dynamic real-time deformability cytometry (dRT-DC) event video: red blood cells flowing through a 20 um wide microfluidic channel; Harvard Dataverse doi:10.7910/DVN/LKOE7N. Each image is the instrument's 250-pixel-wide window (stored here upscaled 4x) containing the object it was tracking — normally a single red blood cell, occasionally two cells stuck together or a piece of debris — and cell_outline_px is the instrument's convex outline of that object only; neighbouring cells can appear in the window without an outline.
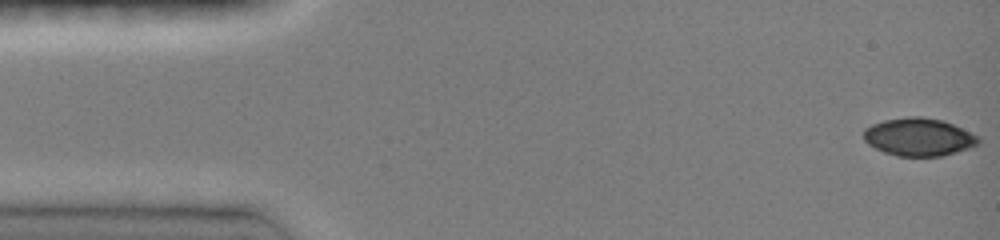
{"species": "common noctule bat (a hibernating species)", "species_latin": "Nyctalus noctula", "temperature_condition": "room temperature", "stored_images_in_passage": 47, "camera_frame_rate_fps": 3000, "um_per_image_px": 0.085, "animal": {"sex": "female", "body_mass_g": 19.0, "forearm_length_mm": 51.5}, "frame": {"image": 1, "passage_image": 1, "time_ms": 0.0, "image_size_px": [1000, 240], "cell_outline_px": [[980, 144], [956, 152], [940, 156], [896, 156], [884, 152], [868, 144], [864, 140], [864, 128], [872, 124], [884, 120], [908, 116], [920, 116], [944, 120], [976, 136], [980, 140]], "centroid_in_image_um": [78.06, 11.64], "position_along_channel_um": 6.9, "area_um2": 25.2}}
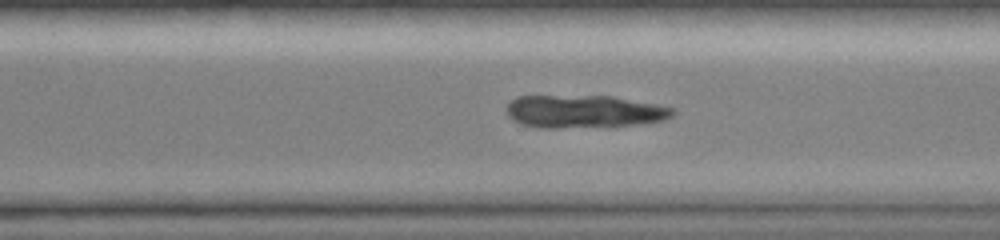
{"frame": {"image": 2, "passage_image": 33, "time_ms": 10.667, "image_size_px": [1000, 240], "cell_outline_px": [[676, 112], [672, 116], [664, 120], [632, 124], [556, 128], [540, 128], [520, 124], [512, 120], [508, 116], [508, 104], [516, 96], [612, 96], [656, 104], [676, 108]], "centroid_in_image_um": [49.63, 9.47], "position_along_channel_um": 321.0, "area_um2": 31.5}}
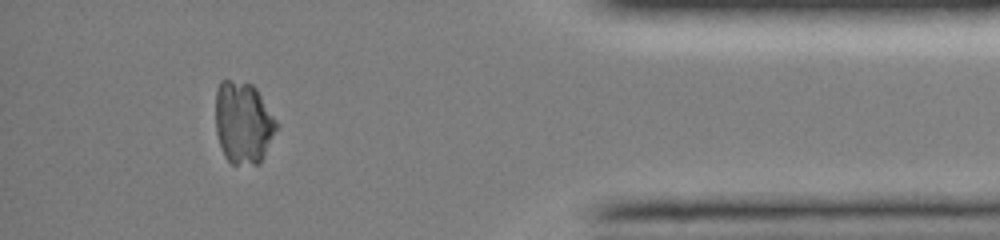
{"frame": {"image": 3, "passage_image": 42, "time_ms": 13.667, "image_size_px": [1000, 240], "cell_outline_px": [[280, 124], [260, 164], [232, 164], [224, 156], [216, 132], [216, 88], [220, 80], [228, 80], [252, 84], [256, 88]], "centroid_in_image_um": [20.69, 10.43], "position_along_channel_um": 414.5, "area_um2": 29.42}}